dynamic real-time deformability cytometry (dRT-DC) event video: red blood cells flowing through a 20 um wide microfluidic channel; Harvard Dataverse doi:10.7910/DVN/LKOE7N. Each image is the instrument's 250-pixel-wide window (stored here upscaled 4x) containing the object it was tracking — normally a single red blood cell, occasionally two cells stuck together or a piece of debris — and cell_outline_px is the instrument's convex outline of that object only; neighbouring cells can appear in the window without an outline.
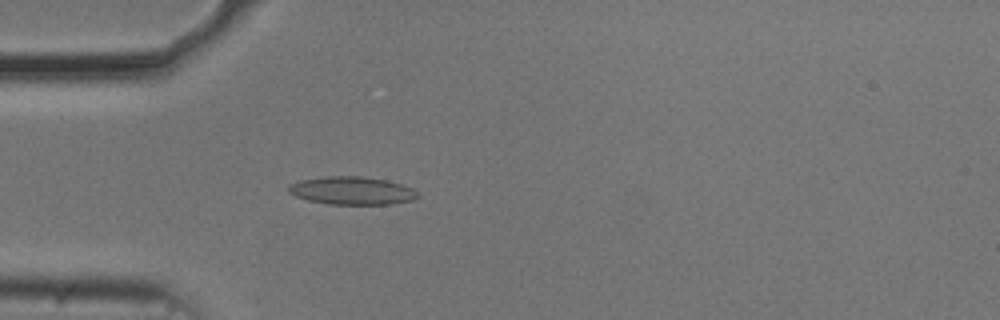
{"species": "common noctule bat (a hibernating species)", "species_latin": "Nyctalus noctula", "temperature_condition": "cold", "stored_images_in_passage": 54, "camera_frame_rate_fps": 3000, "um_per_image_px": 0.085, "animal": {"sex": "male", "body_mass_g": 20.5, "forearm_length_mm": 52.5}, "frame": {"image": 1, "passage_image": 16, "time_ms": 5.0, "image_size_px": [1000, 320], "cell_outline_px": [[420, 196], [412, 200], [392, 204], [328, 204], [308, 200], [296, 196], [288, 192], [288, 184], [300, 180], [324, 176], [360, 176], [384, 180], [400, 184], [412, 188]], "centroid_in_image_um": [29.88, 16.2], "position_along_channel_um": 55.1, "area_um2": 20.98}}
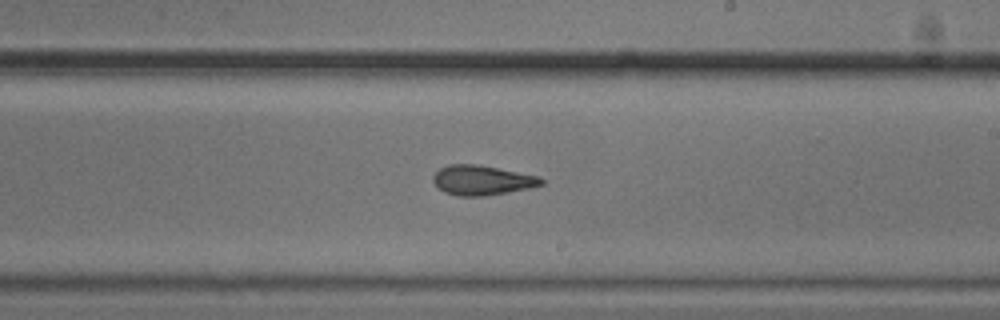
{"frame": {"image": 2, "passage_image": 32, "time_ms": 10.333, "image_size_px": [1000, 320], "cell_outline_px": [[544, 184], [532, 188], [484, 196], [456, 196], [444, 192], [432, 180], [432, 176], [440, 168], [448, 164], [476, 164], [540, 176], [544, 180]], "centroid_in_image_um": [40.99, 15.32], "position_along_channel_um": 248.0, "area_um2": 18.84}}
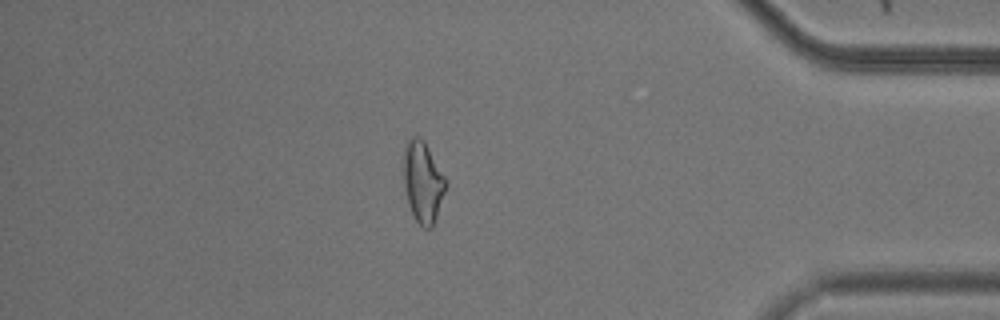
{"frame": {"image": 3, "passage_image": 47, "time_ms": 15.333, "image_size_px": [1000, 320], "cell_outline_px": [[448, 184], [432, 228], [424, 228], [416, 220], [408, 204], [404, 188], [404, 144], [412, 136], [416, 136], [424, 140], [448, 180]], "centroid_in_image_um": [35.96, 15.44], "position_along_channel_um": 399.2, "area_um2": 20.11}, "authors_computed_cell_mechanics": {"area_um2": 19.5364, "velocity_mm_per_s": 3.7126, "shape_relaxation_time_tau1_ms": 3.4267, "shape_relaxation_time_tau2_ms": 2.24, "deformation_change_tau1": 0.1251, "deformation_change_tau2": 0.1085}}